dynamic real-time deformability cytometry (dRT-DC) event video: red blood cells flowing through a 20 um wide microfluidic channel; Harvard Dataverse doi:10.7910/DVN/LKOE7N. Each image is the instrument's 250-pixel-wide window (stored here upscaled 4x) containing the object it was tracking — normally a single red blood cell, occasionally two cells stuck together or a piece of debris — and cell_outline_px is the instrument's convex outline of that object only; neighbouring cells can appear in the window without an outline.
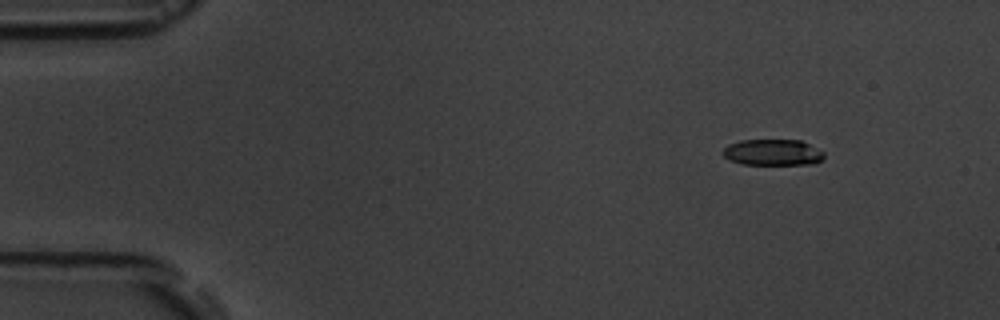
{"species": "common noctule bat (a hibernating species)", "species_latin": "Nyctalus noctula", "temperature_condition": "room temperature", "stored_images_in_passage": 4, "camera_frame_rate_fps": 3000, "um_per_image_px": 0.085, "animal": {"sex": "male", "body_mass_g": 19.5, "forearm_length_mm": 54.6}, "frame": {"image": 1, "passage_image": 1, "time_ms": 0.0, "image_size_px": [1000, 320], "cell_outline_px": [[824, 156], [820, 160], [812, 164], [740, 164], [728, 160], [720, 152], [728, 144], [740, 140], [800, 140], [824, 152]], "centroid_in_image_um": [65.62, 12.95], "position_along_channel_um": 19.4, "area_um2": 15.43}}
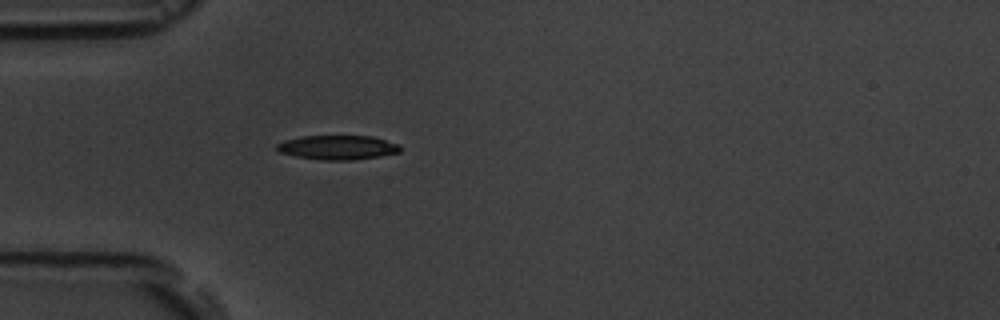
{"frame": {"image": 2, "passage_image": 4, "time_ms": 3.333, "image_size_px": [1000, 320], "cell_outline_px": [[400, 152], [380, 156], [352, 160], [320, 160], [296, 156], [276, 152], [276, 144], [284, 140], [300, 136], [372, 136], [400, 144]], "centroid_in_image_um": [28.67, 12.53], "position_along_channel_um": 56.3, "area_um2": 17.63}}